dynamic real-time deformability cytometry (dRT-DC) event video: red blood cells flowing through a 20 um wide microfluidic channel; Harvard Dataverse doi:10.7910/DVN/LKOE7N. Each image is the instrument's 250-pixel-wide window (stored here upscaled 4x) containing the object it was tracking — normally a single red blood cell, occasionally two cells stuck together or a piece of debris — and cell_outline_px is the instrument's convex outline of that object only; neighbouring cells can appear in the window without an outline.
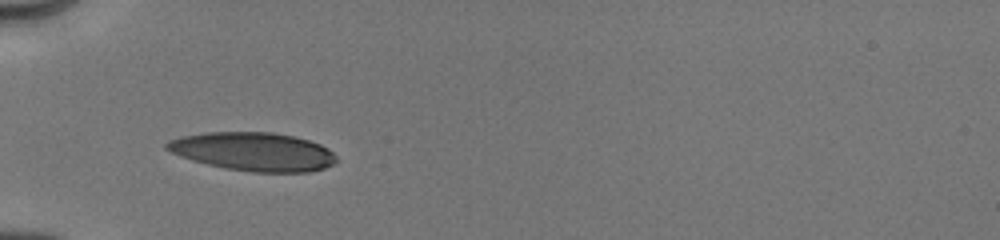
{"species": "human", "species_latin": "Homo sapiens", "temperature_condition": "cold", "stored_images_in_passage": 25, "camera_frame_rate_fps": 3000, "um_per_image_px": 0.085, "donor": {"sex": "male"}, "frame": {"image": 1, "passage_image": 2, "time_ms": 1.0, "image_size_px": [1000, 240], "cell_outline_px": [[336, 160], [332, 164], [324, 168], [308, 172], [252, 172], [224, 168], [192, 160], [180, 156], [164, 148], [164, 144], [168, 140], [180, 136], [204, 132], [272, 132], [292, 136], [308, 140], [320, 144], [328, 148], [336, 156]], "centroid_in_image_um": [21.5, 12.88], "position_along_channel_um": 63.5, "area_um2": 38.09}}
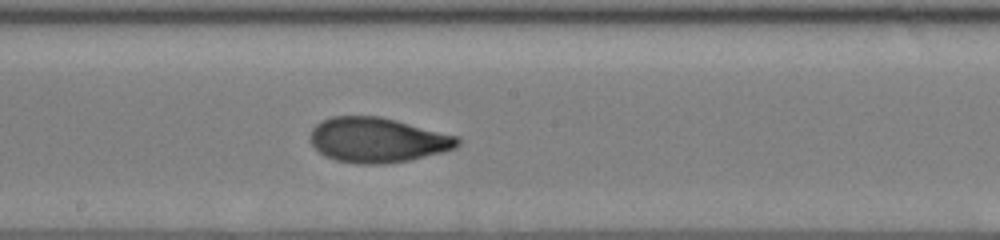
{"frame": {"image": 2, "passage_image": 10, "time_ms": 5.0, "image_size_px": [1000, 240], "cell_outline_px": [[460, 144], [456, 148], [408, 160], [384, 164], [356, 164], [336, 160], [324, 156], [308, 140], [308, 136], [312, 128], [320, 120], [332, 116], [380, 116], [460, 136]], "centroid_in_image_um": [32.06, 11.89], "position_along_channel_um": 216.1, "area_um2": 38.84}}
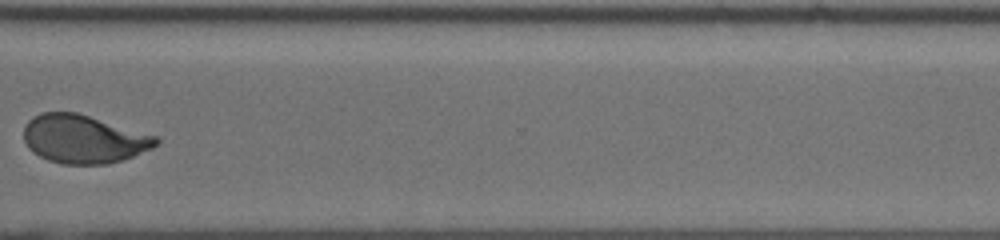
{"frame": {"image": 3, "passage_image": 20, "time_ms": 8.667, "image_size_px": [1000, 240], "cell_outline_px": [[160, 144], [152, 148], [132, 156], [108, 164], [64, 164], [48, 160], [32, 152], [28, 148], [24, 140], [24, 124], [32, 116], [40, 112], [76, 112], [160, 136]], "centroid_in_image_um": [7.12, 11.81], "position_along_channel_um": 363.5, "area_um2": 37.63}, "authors_computed_cell_mechanics": {"area_um2": 37.859, "velocity_mm_per_s": 4.0171, "shape_relaxation_time_tau1_ms": 4.8996, "shape_relaxation_time_tau2_ms": 0.8801, "deformation_change_tau1": 0.1829, "deformation_change_tau2": 0.0651}}